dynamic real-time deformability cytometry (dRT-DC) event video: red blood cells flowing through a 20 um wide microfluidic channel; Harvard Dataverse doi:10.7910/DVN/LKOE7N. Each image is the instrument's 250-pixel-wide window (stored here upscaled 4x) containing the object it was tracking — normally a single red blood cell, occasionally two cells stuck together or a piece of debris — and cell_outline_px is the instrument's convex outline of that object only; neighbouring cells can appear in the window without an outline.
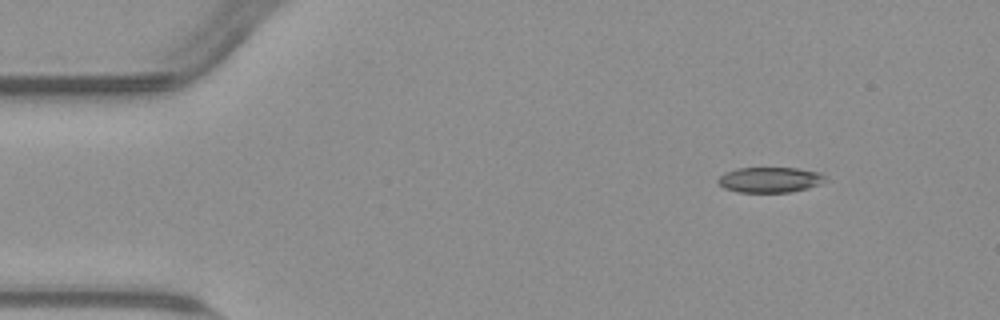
{"species": "common noctule bat (a hibernating species)", "species_latin": "Nyctalus noctula", "temperature_condition": "warm", "stored_images_in_passage": 8, "camera_frame_rate_fps": 3000, "um_per_image_px": 0.085, "animal": {"sex": "male", "body_mass_g": 23.1, "forearm_length_mm": 52.7}, "frame": {"image": 1, "passage_image": 1, "time_ms": 0.0, "image_size_px": [1000, 320], "cell_outline_px": [[828, 180], [820, 184], [808, 188], [792, 192], [736, 192], [724, 188], [716, 180], [724, 172], [736, 168], [796, 168], [820, 172]], "centroid_in_image_um": [65.44, 15.28], "position_along_channel_um": 19.6, "area_um2": 16.01}}